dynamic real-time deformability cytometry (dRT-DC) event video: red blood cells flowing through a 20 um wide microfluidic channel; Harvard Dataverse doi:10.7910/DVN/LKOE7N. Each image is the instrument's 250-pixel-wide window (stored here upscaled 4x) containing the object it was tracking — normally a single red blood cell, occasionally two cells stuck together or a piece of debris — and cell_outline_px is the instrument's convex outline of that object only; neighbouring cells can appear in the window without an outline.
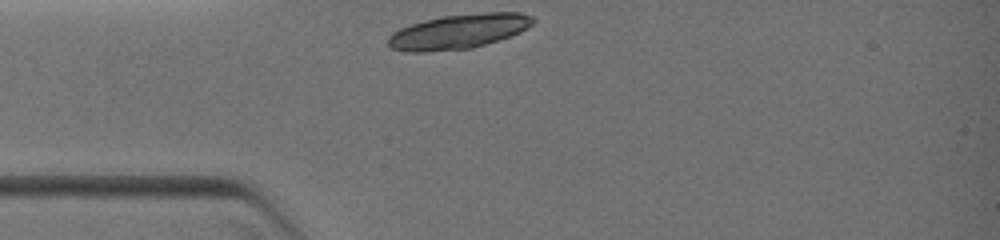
{"species": "common noctule bat (a hibernating species)", "species_latin": "Nyctalus noctula", "temperature_condition": "warm", "stored_images_in_passage": 3, "camera_frame_rate_fps": 3000, "um_per_image_px": 0.085, "animal": {"sex": "female", "body_mass_g": 19.0, "forearm_length_mm": 51.5}, "frame": {"image": 1, "passage_image": 1, "time_ms": 0.0, "image_size_px": [1000, 240], "cell_outline_px": [[536, 20], [532, 24], [520, 32], [472, 48], [424, 52], [404, 52], [392, 48], [388, 44], [388, 36], [392, 32], [400, 28], [424, 20], [444, 16], [484, 12], [520, 12], [532, 16]], "centroid_in_image_um": [38.96, 2.67], "position_along_channel_um": 46.0, "area_um2": 29.07}}
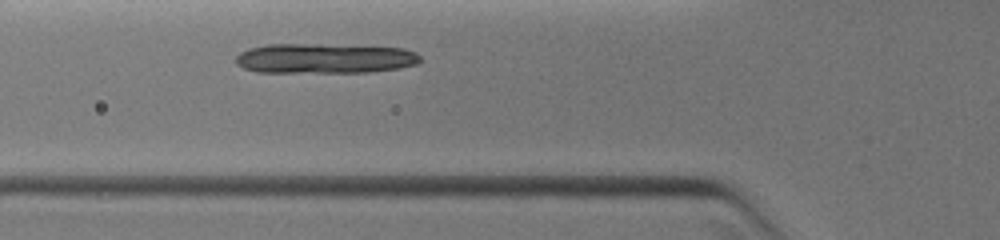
{"frame": {"image": 2, "passage_image": 3, "time_ms": 1.333, "image_size_px": [1000, 240], "cell_outline_px": [[424, 60], [416, 64], [400, 68], [372, 72], [256, 72], [244, 68], [236, 64], [236, 56], [240, 52], [248, 48], [268, 44], [320, 44], [404, 48], [416, 52]], "centroid_in_image_um": [27.61, 4.96], "position_along_channel_um": 98.2, "area_um2": 32.48}}